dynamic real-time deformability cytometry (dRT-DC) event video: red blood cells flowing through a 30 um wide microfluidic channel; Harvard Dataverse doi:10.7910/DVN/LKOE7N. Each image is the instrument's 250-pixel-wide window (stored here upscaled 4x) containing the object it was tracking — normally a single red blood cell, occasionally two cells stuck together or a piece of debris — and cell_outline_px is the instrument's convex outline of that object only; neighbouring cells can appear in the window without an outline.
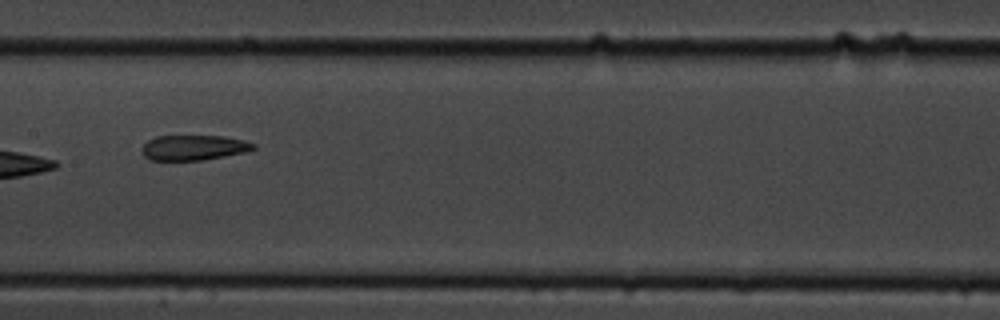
{"species": "common noctule bat (a hibernating species)", "species_latin": "Nyctalus noctula", "temperature_condition": "cold", "stored_images_in_passage": 11, "segment_of_instrument_passage": [1, 2], "camera_frame_rate_fps": 3000, "um_per_image_px": 0.085, "animal": {"sex": "male", "body_mass_g": 19.5, "forearm_length_mm": 54.6}, "frame": {"image": 1, "passage_image": 8, "time_ms": 8.0, "image_size_px": [1000, 320], "cell_outline_px": [[256, 148], [244, 152], [224, 156], [200, 160], [148, 160], [144, 156], [140, 148], [148, 140], [156, 136], [224, 136], [244, 140], [256, 144]], "centroid_in_image_um": [16.44, 12.54], "position_along_channel_um": 191.0, "area_um2": 16.36}}
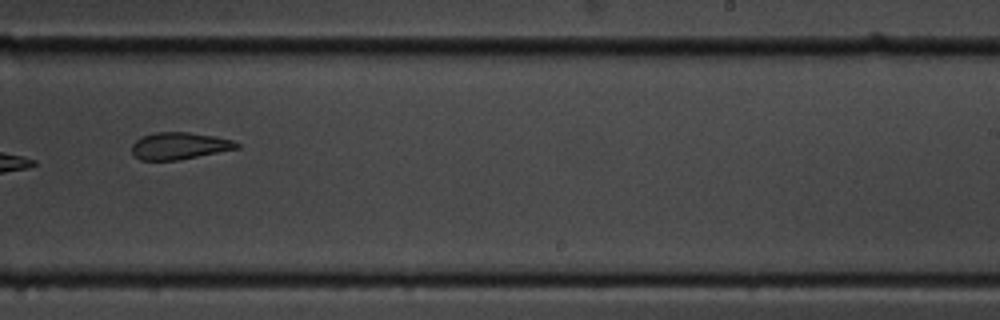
{"frame": {"image": 2, "passage_image": 10, "time_ms": 10.333, "image_size_px": [1000, 320], "cell_outline_px": [[240, 148], [180, 160], [140, 160], [132, 156], [132, 144], [140, 136], [156, 132], [188, 132], [216, 136], [232, 140], [240, 144]], "centroid_in_image_um": [15.23, 12.4], "position_along_channel_um": 273.8, "area_um2": 16.76}}